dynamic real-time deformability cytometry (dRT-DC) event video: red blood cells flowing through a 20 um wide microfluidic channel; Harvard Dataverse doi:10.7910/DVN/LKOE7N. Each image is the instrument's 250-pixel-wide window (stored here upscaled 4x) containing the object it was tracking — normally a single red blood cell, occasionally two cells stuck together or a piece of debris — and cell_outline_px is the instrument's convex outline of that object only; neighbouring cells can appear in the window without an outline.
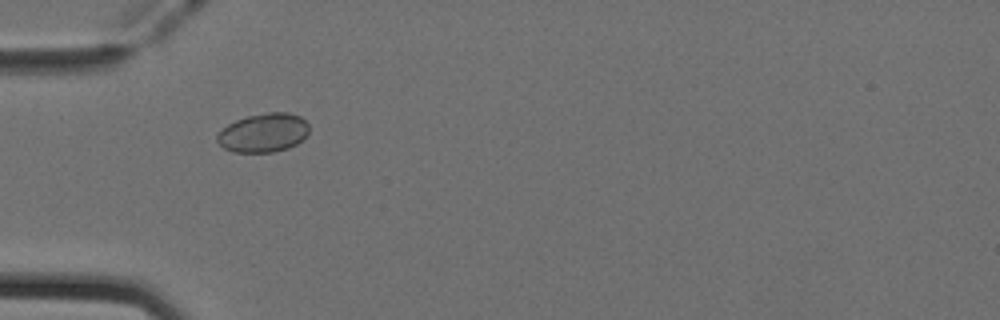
{"species": "Egyptian fruit bat (a non-hibernating species)", "species_latin": "Rousettus aegyptiacus", "temperature_condition": "cold", "stored_images_in_passage": 35, "camera_frame_rate_fps": 3000, "um_per_image_px": 0.085, "animal": {"sex": "female"}, "frame": {"image": 1, "passage_image": 7, "time_ms": 2.0, "image_size_px": [1000, 320], "cell_outline_px": [[308, 132], [296, 144], [288, 148], [272, 152], [232, 152], [224, 148], [216, 140], [216, 136], [228, 124], [236, 120], [248, 116], [268, 112], [288, 112], [300, 116], [308, 124]], "centroid_in_image_um": [22.38, 11.28], "position_along_channel_um": 62.6, "area_um2": 20.63}}
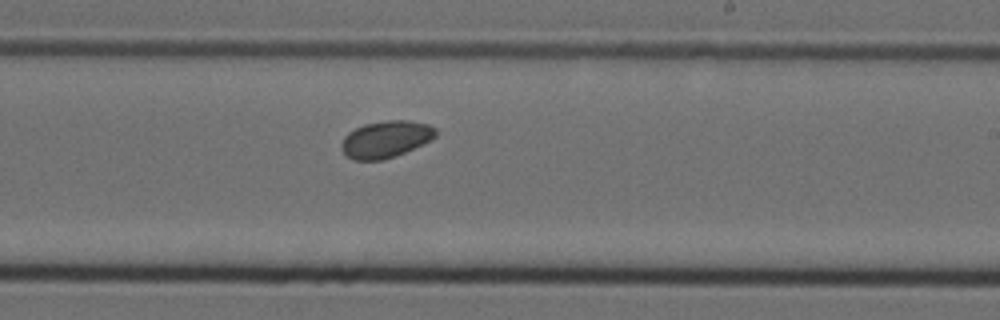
{"frame": {"image": 2, "passage_image": 22, "time_ms": 7.0, "image_size_px": [1000, 320], "cell_outline_px": [[436, 136], [432, 140], [396, 156], [384, 160], [352, 160], [344, 156], [340, 148], [340, 144], [344, 136], [348, 132], [364, 124], [388, 120], [408, 120], [428, 124], [436, 128]], "centroid_in_image_um": [32.76, 11.85], "position_along_channel_um": 256.2, "area_um2": 20.58}}
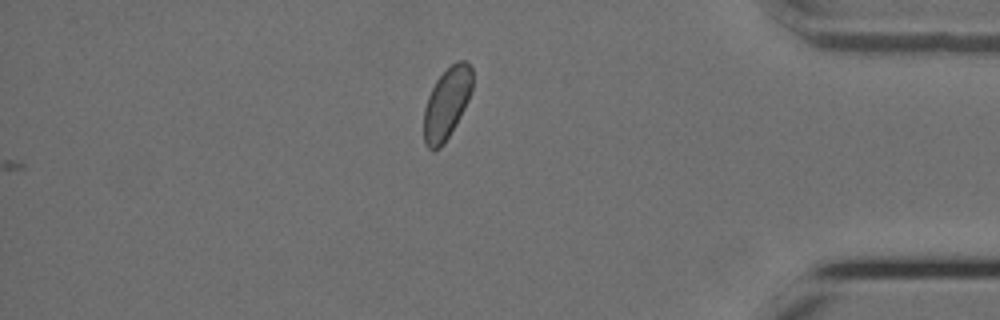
{"frame": {"image": 3, "passage_image": 35, "time_ms": 11.333, "image_size_px": [1000, 320], "cell_outline_px": [[472, 88], [468, 100], [460, 116], [444, 144], [440, 148], [432, 152], [424, 144], [424, 108], [428, 96], [436, 80], [456, 60], [464, 60], [472, 68]], "centroid_in_image_um": [37.96, 8.81], "position_along_channel_um": 397.2, "area_um2": 20.11}}